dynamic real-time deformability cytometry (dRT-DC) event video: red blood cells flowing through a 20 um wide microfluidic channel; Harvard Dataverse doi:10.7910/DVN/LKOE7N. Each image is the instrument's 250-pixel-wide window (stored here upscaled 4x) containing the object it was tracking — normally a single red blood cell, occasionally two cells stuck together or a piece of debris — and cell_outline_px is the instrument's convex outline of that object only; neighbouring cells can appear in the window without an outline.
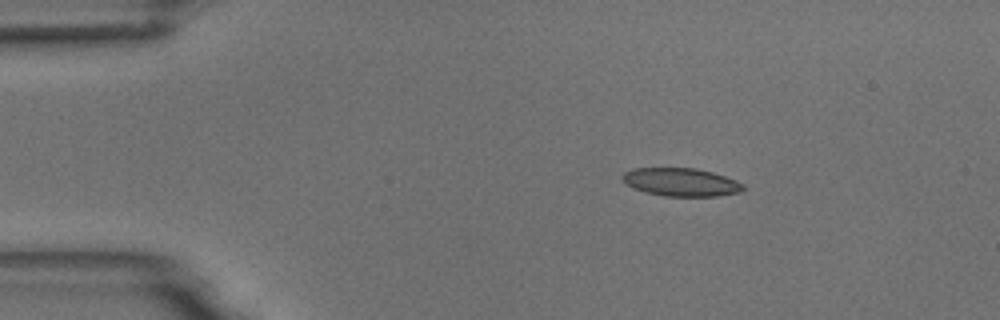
{"species": "common noctule bat (a hibernating species)", "species_latin": "Nyctalus noctula", "temperature_condition": "room temperature", "stored_images_in_passage": 2, "camera_frame_rate_fps": 3000, "um_per_image_px": 0.085, "animal": {"sex": "male", "body_mass_g": 18.8}, "frame": {"image": 1, "passage_image": 1, "time_ms": 0.0, "image_size_px": [1000, 320], "cell_outline_px": [[744, 188], [740, 192], [716, 196], [664, 196], [644, 192], [628, 184], [620, 176], [624, 172], [632, 168], [696, 168], [712, 172], [736, 180], [744, 184]], "centroid_in_image_um": [57.89, 15.47], "position_along_channel_um": 27.1, "area_um2": 19.71}}